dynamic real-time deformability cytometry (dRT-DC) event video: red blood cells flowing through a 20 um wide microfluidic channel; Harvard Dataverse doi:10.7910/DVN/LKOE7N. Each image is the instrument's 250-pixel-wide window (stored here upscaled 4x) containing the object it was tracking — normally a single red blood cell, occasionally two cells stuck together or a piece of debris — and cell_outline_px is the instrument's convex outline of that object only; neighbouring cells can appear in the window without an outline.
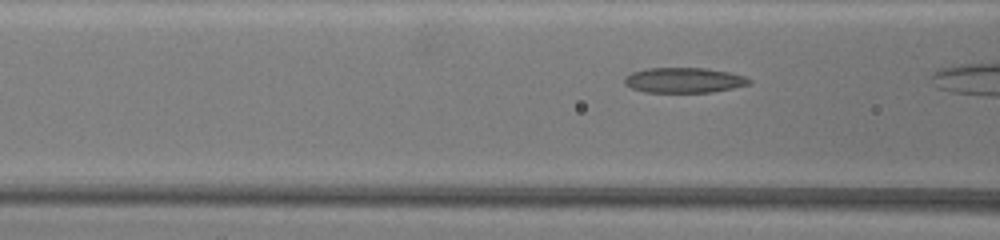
{"species": "common noctule bat (a hibernating species)", "species_latin": "Nyctalus noctula", "temperature_condition": "warm", "stored_images_in_passage": 18, "camera_frame_rate_fps": 3000, "um_per_image_px": 0.085, "animal": {"sex": "female", "body_mass_g": 19.5, "forearm_length_mm": 54.1}, "frame": {"image": 1, "passage_image": 13, "time_ms": 4.0, "image_size_px": [1000, 240], "cell_outline_px": [[752, 84], [712, 92], [644, 92], [632, 88], [624, 84], [624, 76], [632, 72], [644, 68], [704, 68], [728, 72], [744, 76], [752, 80]], "centroid_in_image_um": [58.12, 6.81], "position_along_channel_um": 108.5, "area_um2": 18.38}}